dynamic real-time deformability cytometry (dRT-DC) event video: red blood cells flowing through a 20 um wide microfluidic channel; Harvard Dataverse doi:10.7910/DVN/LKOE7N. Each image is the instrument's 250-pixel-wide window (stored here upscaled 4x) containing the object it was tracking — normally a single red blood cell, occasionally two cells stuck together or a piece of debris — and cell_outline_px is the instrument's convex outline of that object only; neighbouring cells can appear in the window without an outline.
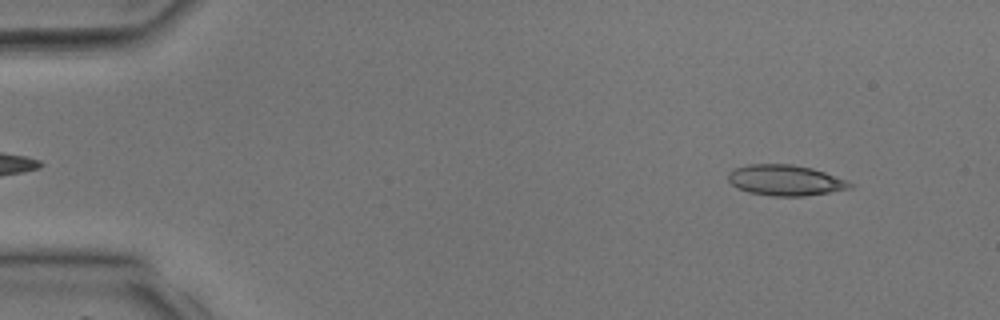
{"species": "common noctule bat (a hibernating species)", "species_latin": "Nyctalus noctula", "temperature_condition": "room temperature", "stored_images_in_passage": 37, "camera_frame_rate_fps": 3000, "um_per_image_px": 0.085, "animal": {"sex": "male", "body_mass_g": 17.9, "forearm_length_mm": 54.2}, "frame": {"image": 1, "passage_image": 3, "time_ms": 0.667, "image_size_px": [1000, 320], "cell_outline_px": [[852, 188], [804, 196], [772, 196], [748, 192], [736, 188], [728, 180], [728, 172], [736, 168], [748, 164], [792, 164], [812, 168], [848, 180], [852, 184]], "centroid_in_image_um": [66.74, 15.32], "position_along_channel_um": 18.3, "area_um2": 21.79}}
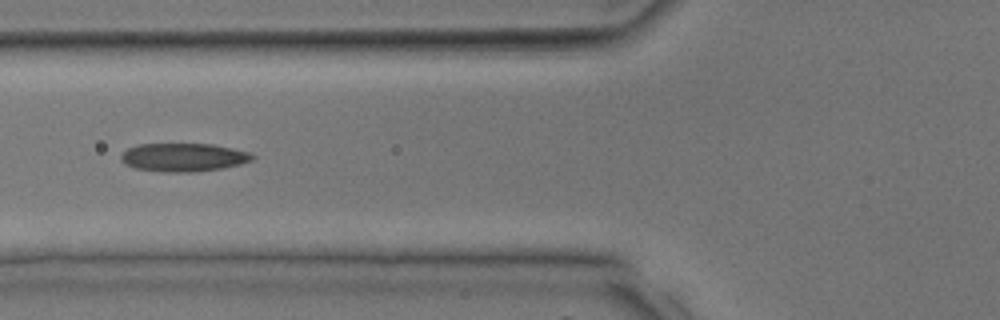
{"frame": {"image": 2, "passage_image": 14, "time_ms": 4.333, "image_size_px": [1000, 320], "cell_outline_px": [[256, 156], [252, 160], [240, 164], [224, 168], [196, 172], [164, 172], [136, 168], [124, 164], [120, 160], [120, 156], [128, 148], [140, 144], [212, 144], [252, 152]], "centroid_in_image_um": [15.63, 13.37], "position_along_channel_um": 110.2, "area_um2": 21.85}}
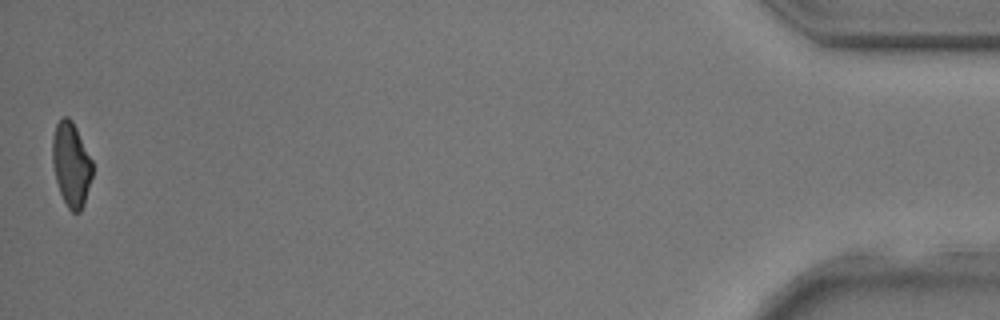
{"frame": {"image": 3, "passage_image": 37, "time_ms": 12.0, "image_size_px": [1000, 320], "cell_outline_px": [[92, 176], [84, 204], [80, 212], [72, 212], [68, 208], [60, 192], [56, 180], [52, 164], [52, 140], [56, 124], [60, 116], [68, 116], [72, 120], [92, 160]], "centroid_in_image_um": [6.04, 13.95], "position_along_channel_um": 429.2, "area_um2": 19.59}}